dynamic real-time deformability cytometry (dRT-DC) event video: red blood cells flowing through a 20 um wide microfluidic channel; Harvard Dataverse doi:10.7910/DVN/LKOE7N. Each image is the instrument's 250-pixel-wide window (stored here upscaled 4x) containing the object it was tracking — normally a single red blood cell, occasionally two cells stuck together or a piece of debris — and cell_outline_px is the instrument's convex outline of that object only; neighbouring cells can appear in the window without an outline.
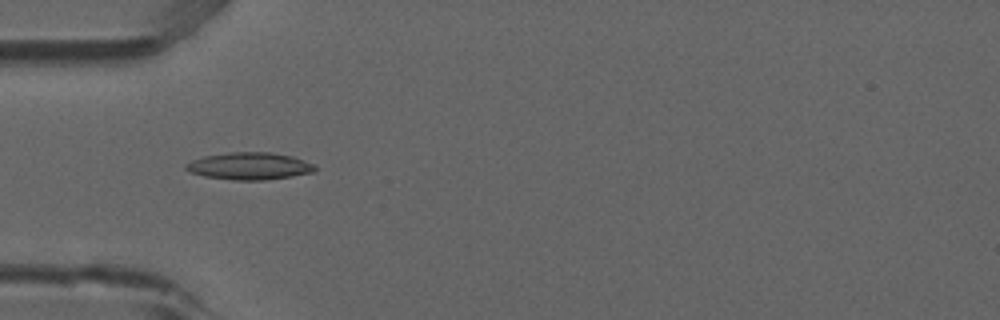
{"species": "common noctule bat (a hibernating species)", "species_latin": "Nyctalus noctula", "temperature_condition": "room temperature", "stored_images_in_passage": 1, "camera_frame_rate_fps": 3000, "um_per_image_px": 0.085, "animal": {"sex": "male", "forearm_length_mm": 52.5}, "frame": {"image": 1, "passage_image": 1, "time_ms": 0.0, "image_size_px": [1000, 320], "cell_outline_px": [[316, 172], [292, 176], [264, 180], [232, 180], [204, 176], [188, 172], [184, 168], [184, 164], [192, 160], [204, 156], [228, 152], [272, 152], [292, 156], [304, 160], [312, 164], [316, 168]], "centroid_in_image_um": [21.18, 14.11], "position_along_channel_um": 63.8, "area_um2": 20.63}}